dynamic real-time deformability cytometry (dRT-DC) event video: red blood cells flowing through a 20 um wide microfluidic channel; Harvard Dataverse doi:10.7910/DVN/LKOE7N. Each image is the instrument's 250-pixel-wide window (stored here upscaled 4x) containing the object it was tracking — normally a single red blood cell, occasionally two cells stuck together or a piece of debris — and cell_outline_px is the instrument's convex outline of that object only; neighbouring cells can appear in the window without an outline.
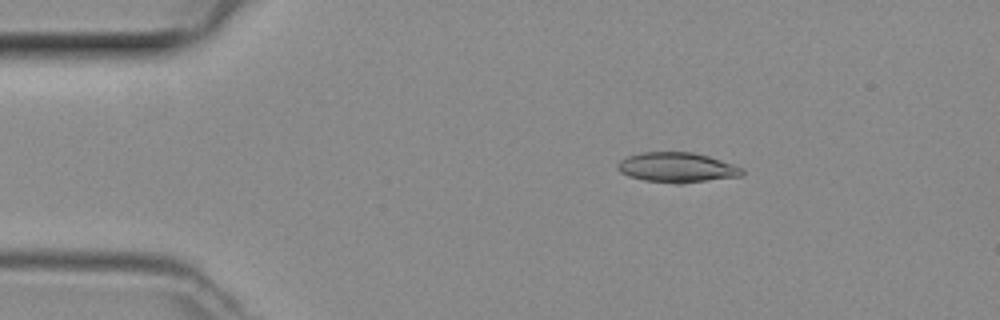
{"species": "common noctule bat (a hibernating species)", "species_latin": "Nyctalus noctula", "temperature_condition": "room temperature", "stored_images_in_passage": 48, "camera_frame_rate_fps": 3000, "um_per_image_px": 0.085, "animal": {"sex": "female", "body_mass_g": 29.2, "forearm_length_mm": 56.3}, "frame": {"image": 1, "passage_image": 8, "time_ms": 2.333, "image_size_px": [1000, 320], "cell_outline_px": [[744, 176], [680, 184], [676, 184], [644, 180], [628, 176], [620, 172], [616, 168], [616, 164], [620, 160], [628, 156], [640, 152], [692, 152], [708, 156], [744, 168]], "centroid_in_image_um": [57.54, 14.24], "position_along_channel_um": 27.5, "area_um2": 21.96}}
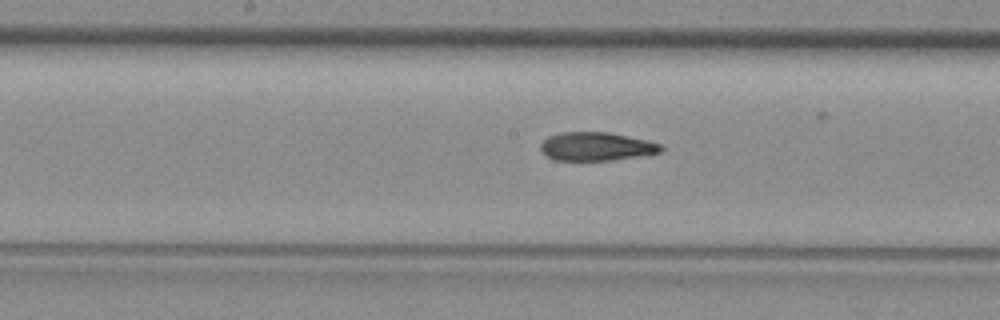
{"frame": {"image": 2, "passage_image": 24, "time_ms": 7.667, "image_size_px": [1000, 320], "cell_outline_px": [[664, 148], [660, 152], [612, 160], [556, 160], [540, 152], [540, 144], [548, 136], [560, 132], [608, 132], [664, 144]], "centroid_in_image_um": [50.66, 12.44], "position_along_channel_um": 197.5, "area_um2": 19.88}}
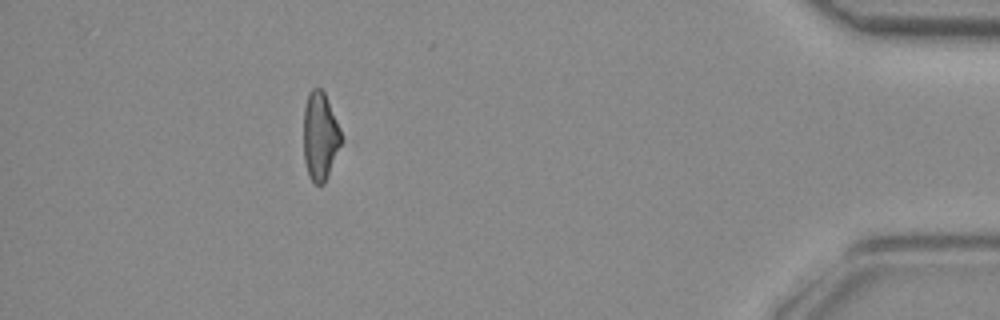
{"frame": {"image": 3, "passage_image": 43, "time_ms": 14.0, "image_size_px": [1000, 320], "cell_outline_px": [[344, 144], [324, 184], [316, 184], [308, 176], [304, 160], [304, 108], [308, 92], [312, 88], [320, 88], [324, 92], [340, 128]], "centroid_in_image_um": [27.24, 11.61], "position_along_channel_um": 408.0, "area_um2": 19.77}}